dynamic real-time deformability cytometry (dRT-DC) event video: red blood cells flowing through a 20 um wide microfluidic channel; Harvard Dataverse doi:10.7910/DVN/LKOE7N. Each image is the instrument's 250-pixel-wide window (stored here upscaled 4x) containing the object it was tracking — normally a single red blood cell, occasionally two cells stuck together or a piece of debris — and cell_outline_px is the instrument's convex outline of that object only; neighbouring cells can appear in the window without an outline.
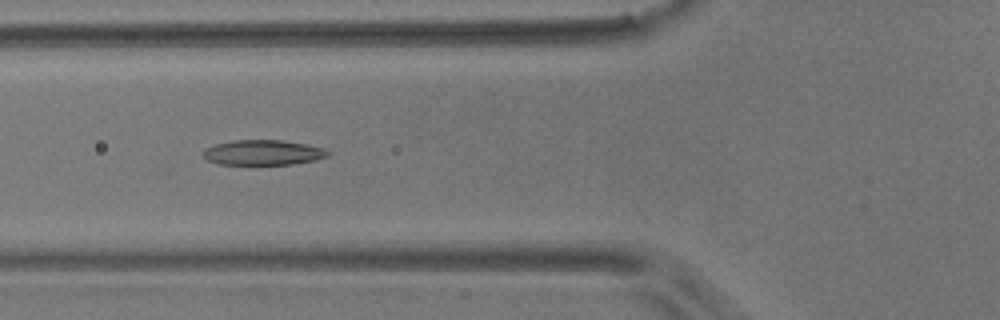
{"species": "common noctule bat (a hibernating species)", "species_latin": "Nyctalus noctula", "temperature_condition": "room temperature", "stored_images_in_passage": 4, "camera_frame_rate_fps": 3000, "um_per_image_px": 0.085, "animal": {"sex": "male", "body_mass_g": 17.9}, "frame": {"image": 1, "passage_image": 3, "time_ms": 2.333, "image_size_px": [1000, 320], "cell_outline_px": [[332, 152], [328, 156], [316, 160], [292, 164], [220, 164], [208, 160], [204, 156], [204, 148], [216, 144], [232, 140], [280, 140], [304, 144], [324, 148]], "centroid_in_image_um": [22.39, 12.96], "position_along_channel_um": 103.4, "area_um2": 18.15}}
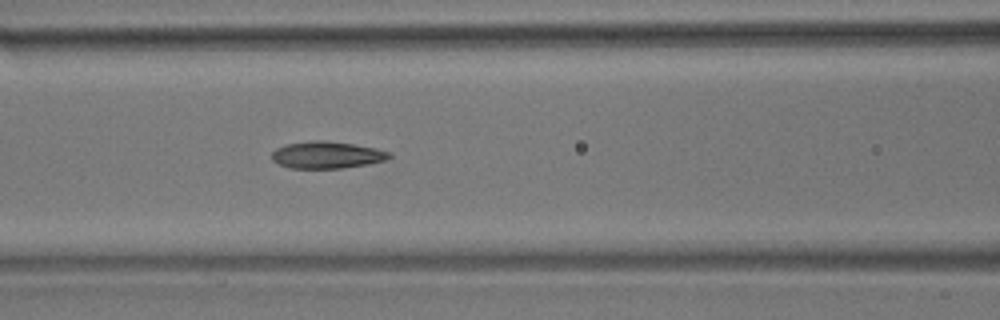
{"frame": {"image": 2, "passage_image": 4, "time_ms": 3.333, "image_size_px": [1000, 320], "cell_outline_px": [[392, 156], [388, 160], [368, 164], [344, 168], [288, 168], [272, 160], [272, 152], [276, 148], [284, 144], [312, 140], [324, 140], [352, 144], [376, 148], [392, 152]], "centroid_in_image_um": [27.8, 13.17], "position_along_channel_um": 138.8, "area_um2": 18.67}}